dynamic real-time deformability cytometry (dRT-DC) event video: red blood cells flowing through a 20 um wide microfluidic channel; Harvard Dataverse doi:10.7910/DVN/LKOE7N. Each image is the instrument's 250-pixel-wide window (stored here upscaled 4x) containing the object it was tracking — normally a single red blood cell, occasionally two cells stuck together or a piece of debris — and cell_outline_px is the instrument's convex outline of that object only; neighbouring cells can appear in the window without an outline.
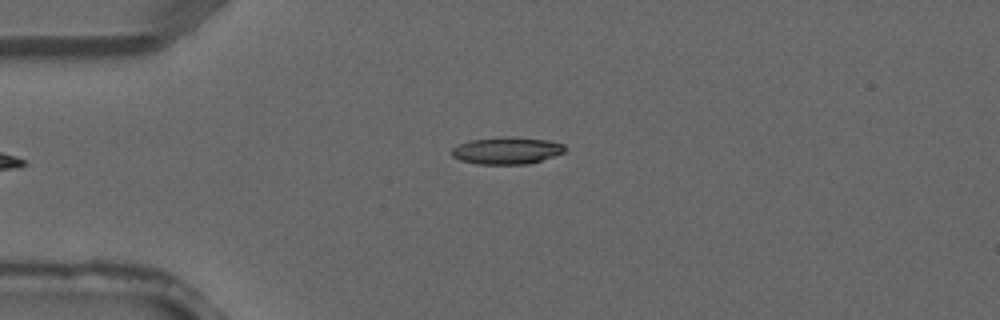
{"species": "common noctule bat (a hibernating species)", "species_latin": "Nyctalus noctula", "temperature_condition": "warm", "stored_images_in_passage": 3, "camera_frame_rate_fps": 3000, "um_per_image_px": 0.085, "animal": {"sex": "male", "forearm_length_mm": 52.5}, "frame": {"image": 1, "passage_image": 3, "time_ms": 0.667, "image_size_px": [1000, 320], "cell_outline_px": [[564, 152], [528, 164], [476, 164], [460, 160], [452, 156], [452, 148], [460, 144], [472, 140], [504, 136], [508, 136], [548, 140], [564, 144]], "centroid_in_image_um": [43.06, 12.79], "position_along_channel_um": 41.9, "area_um2": 17.69}}